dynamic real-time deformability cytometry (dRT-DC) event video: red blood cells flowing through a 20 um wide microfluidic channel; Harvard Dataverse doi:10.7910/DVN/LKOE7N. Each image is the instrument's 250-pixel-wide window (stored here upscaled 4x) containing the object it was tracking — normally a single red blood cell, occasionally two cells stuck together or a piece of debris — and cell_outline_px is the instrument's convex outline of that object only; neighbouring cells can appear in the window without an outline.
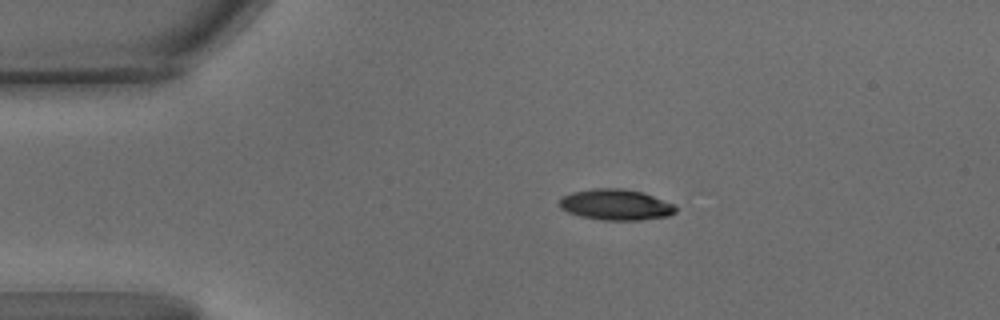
{"species": "common noctule bat (a hibernating species)", "species_latin": "Nyctalus noctula", "temperature_condition": "warm", "stored_images_in_passage": 48, "camera_frame_rate_fps": 3000, "um_per_image_px": 0.085, "animal": {"sex": "male", "body_mass_g": 15.6}, "frame": {"image": 1, "passage_image": 1, "time_ms": 0.0, "image_size_px": [1000, 320], "cell_outline_px": [[676, 212], [668, 216], [640, 220], [604, 220], [580, 216], [568, 212], [560, 208], [560, 196], [572, 192], [596, 188], [620, 188], [640, 192], [676, 204]], "centroid_in_image_um": [52.34, 17.4], "position_along_channel_um": 32.7, "area_um2": 20.87}}
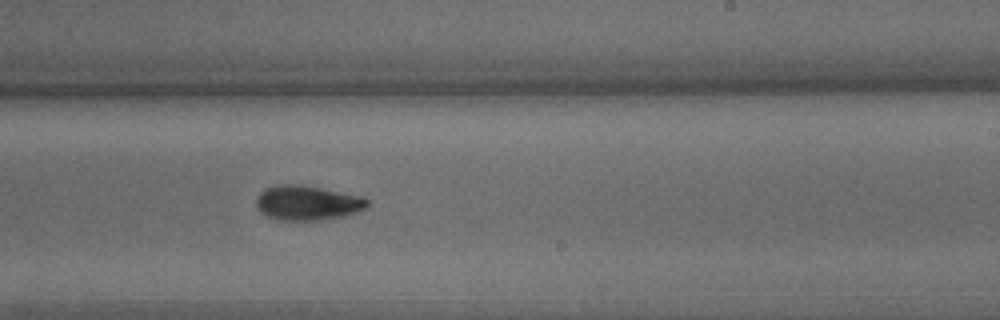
{"frame": {"image": 2, "passage_image": 25, "time_ms": 8.0, "image_size_px": [1000, 320], "cell_outline_px": [[368, 204], [364, 208], [356, 212], [344, 216], [320, 220], [276, 220], [264, 216], [256, 208], [256, 196], [264, 188], [276, 184], [296, 184], [320, 188], [360, 196], [368, 200]], "centroid_in_image_um": [26.03, 17.25], "position_along_channel_um": 263.0, "area_um2": 22.54}}
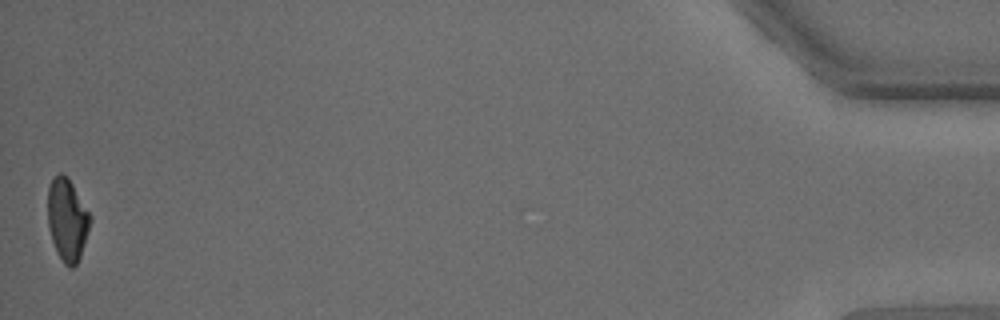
{"frame": {"image": 3, "passage_image": 48, "time_ms": 15.667, "image_size_px": [1000, 320], "cell_outline_px": [[92, 220], [80, 256], [76, 264], [72, 268], [68, 268], [64, 264], [52, 240], [48, 228], [48, 188], [52, 180], [60, 172], [68, 176], [92, 216]], "centroid_in_image_um": [5.73, 18.65], "position_along_channel_um": 429.5, "area_um2": 20.35}, "authors_computed_cell_mechanics": {"area_um2": 21.7906, "velocity_mm_per_s": 3.4196, "shape_relaxation_time_tau1_ms": 2.8446, "shape_relaxation_time_tau2_ms": 5.9, "deformation_change_tau1": 0.1321, "deformation_change_tau2": 0.1164}}